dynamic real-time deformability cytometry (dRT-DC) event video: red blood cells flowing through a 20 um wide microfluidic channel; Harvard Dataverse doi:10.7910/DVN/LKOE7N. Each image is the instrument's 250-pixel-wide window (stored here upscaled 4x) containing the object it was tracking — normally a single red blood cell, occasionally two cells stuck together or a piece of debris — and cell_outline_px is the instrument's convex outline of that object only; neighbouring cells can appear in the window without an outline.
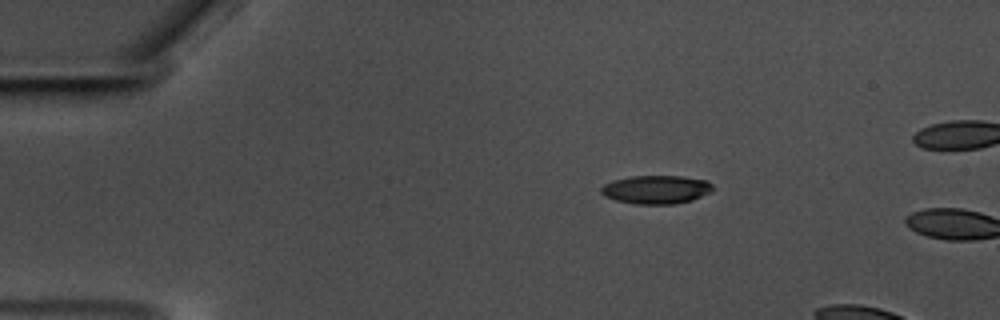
{"species": "common noctule bat (a hibernating species)", "species_latin": "Nyctalus noctula", "temperature_condition": "warm", "stored_images_in_passage": 3, "camera_frame_rate_fps": 3000, "um_per_image_px": 0.085, "animal": {"sex": "male", "body_mass_g": 17.5, "forearm_length_mm": 52.3}, "frame": {"image": 1, "passage_image": 1, "time_ms": 0.0, "image_size_px": [1000, 320], "cell_outline_px": [[712, 192], [692, 200], [676, 204], [636, 204], [616, 200], [604, 196], [600, 192], [600, 188], [604, 184], [612, 180], [632, 176], [680, 176], [708, 180], [712, 184]], "centroid_in_image_um": [55.78, 16.11], "position_along_channel_um": 29.2, "area_um2": 18.67}}